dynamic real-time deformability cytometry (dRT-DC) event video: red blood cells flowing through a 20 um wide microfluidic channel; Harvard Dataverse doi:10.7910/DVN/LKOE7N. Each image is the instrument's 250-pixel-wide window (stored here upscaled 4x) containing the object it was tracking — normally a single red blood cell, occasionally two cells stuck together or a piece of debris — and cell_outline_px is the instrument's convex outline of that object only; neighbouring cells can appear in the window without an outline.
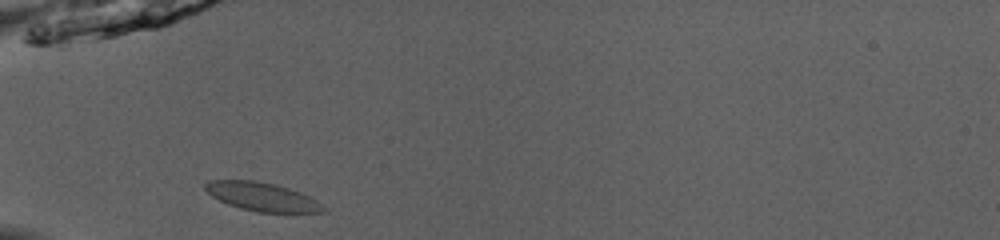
{"species": "common noctule bat (a hibernating species)", "species_latin": "Nyctalus noctula", "temperature_condition": "room temperature", "stored_images_in_passage": 34, "camera_frame_rate_fps": 3000, "um_per_image_px": 0.085, "animal": {"sex": "male", "body_mass_g": 13.0, "forearm_length_mm": 53.1}, "frame": {"image": 1, "passage_image": 1, "time_ms": 0.0, "image_size_px": [1000, 240], "cell_outline_px": [[324, 212], [256, 212], [240, 208], [228, 204], [212, 196], [204, 188], [204, 184], [208, 180], [256, 180], [288, 188], [300, 192], [316, 200], [324, 208]], "centroid_in_image_um": [22.23, 16.71], "position_along_channel_um": 62.8, "area_um2": 19.36}}
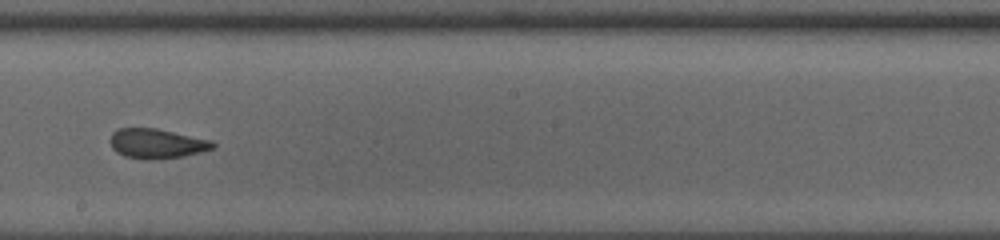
{"frame": {"image": 2, "passage_image": 14, "time_ms": 4.333, "image_size_px": [1000, 240], "cell_outline_px": [[216, 148], [184, 156], [152, 160], [124, 156], [116, 152], [112, 148], [112, 132], [116, 128], [156, 128], [212, 140], [216, 144]], "centroid_in_image_um": [13.36, 12.2], "position_along_channel_um": 234.8, "area_um2": 17.8}}
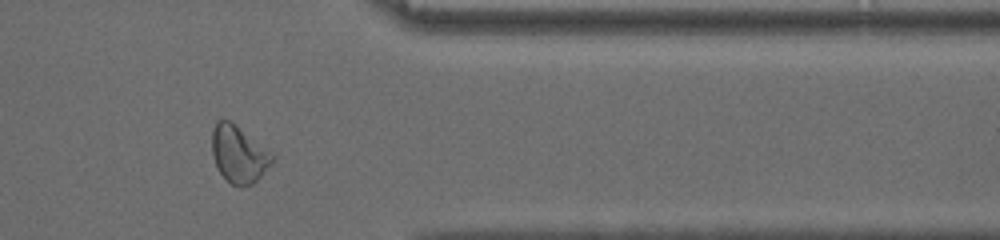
{"frame": {"image": 3, "passage_image": 26, "time_ms": 8.333, "image_size_px": [1000, 240], "cell_outline_px": [[276, 156], [260, 176], [252, 184], [240, 188], [232, 184], [216, 168], [212, 156], [212, 128], [216, 120], [228, 120]], "centroid_in_image_um": [20.25, 13.12], "position_along_channel_um": 391.1, "area_um2": 19.65}, "authors_computed_cell_mechanics": {"area_um2": 18.3804, "velocity_mm_per_s": 4.0898, "shape_relaxation_time_tau1_ms": null, "shape_relaxation_time_tau2_ms": 0.7835, "deformation_change_tau1": null, "deformation_change_tau2": 0.06}}